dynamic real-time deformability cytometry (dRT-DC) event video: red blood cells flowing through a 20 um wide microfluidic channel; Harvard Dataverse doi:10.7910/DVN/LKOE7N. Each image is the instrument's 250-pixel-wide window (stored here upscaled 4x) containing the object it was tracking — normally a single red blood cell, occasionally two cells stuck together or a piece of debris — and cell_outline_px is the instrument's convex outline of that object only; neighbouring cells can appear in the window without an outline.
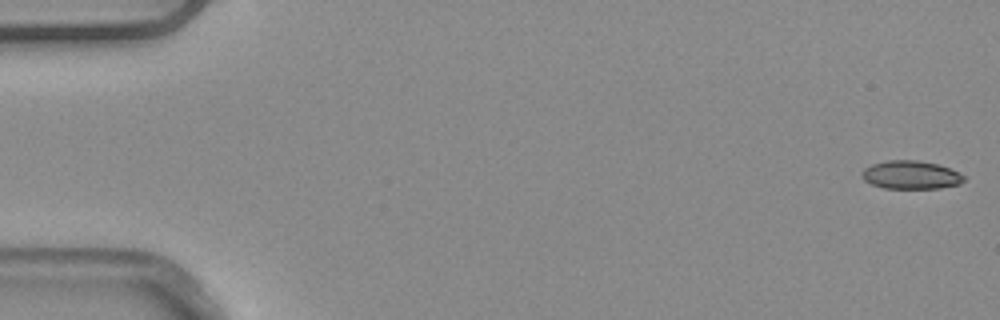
{"species": "common noctule bat (a hibernating species)", "species_latin": "Nyctalus noctula", "temperature_condition": "warm", "stored_images_in_passage": 4, "camera_frame_rate_fps": 3000, "um_per_image_px": 0.085, "animal": {"sex": "male", "body_mass_g": 20.4}, "frame": {"image": 1, "passage_image": 1, "time_ms": 0.0, "image_size_px": [1000, 320], "cell_outline_px": [[964, 180], [960, 184], [940, 188], [884, 188], [872, 184], [864, 180], [860, 172], [864, 168], [872, 164], [888, 160], [916, 160], [936, 164], [948, 168], [964, 176]], "centroid_in_image_um": [77.38, 14.87], "position_along_channel_um": 7.6, "area_um2": 16.65}}
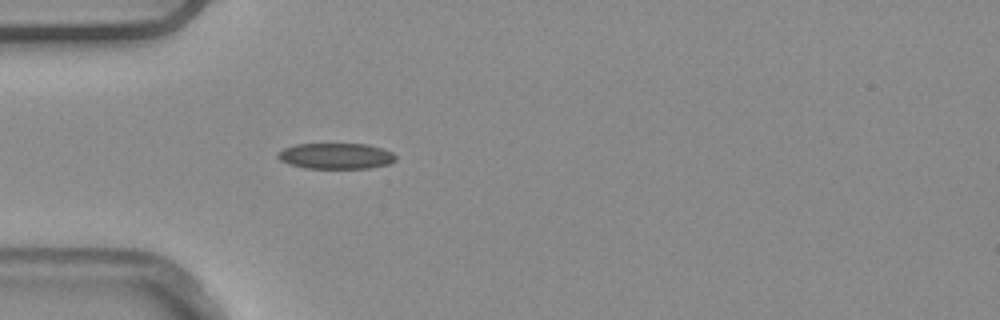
{"frame": {"image": 2, "passage_image": 4, "time_ms": 1.0, "image_size_px": [1000, 320], "cell_outline_px": [[396, 160], [388, 164], [368, 168], [304, 168], [288, 164], [280, 160], [276, 156], [284, 148], [296, 144], [368, 144], [392, 152], [396, 156]], "centroid_in_image_um": [28.54, 13.26], "position_along_channel_um": 56.5, "area_um2": 17.69}}